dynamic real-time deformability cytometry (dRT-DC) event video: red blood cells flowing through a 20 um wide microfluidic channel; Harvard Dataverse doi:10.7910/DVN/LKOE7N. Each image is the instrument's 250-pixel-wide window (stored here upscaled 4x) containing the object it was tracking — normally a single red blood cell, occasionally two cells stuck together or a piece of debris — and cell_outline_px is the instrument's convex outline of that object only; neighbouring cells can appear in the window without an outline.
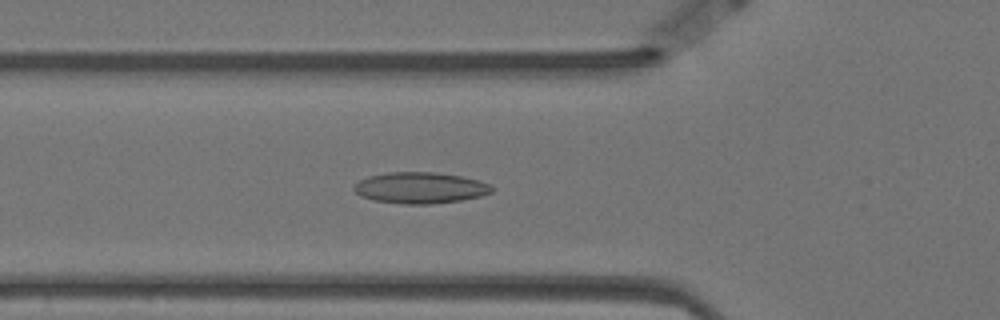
{"species": "Egyptian fruit bat (a non-hibernating species)", "species_latin": "Rousettus aegyptiacus", "temperature_condition": "warm", "stored_images_in_passage": 44, "camera_frame_rate_fps": 3000, "um_per_image_px": 0.085, "animal": {"sex": "female"}, "frame": {"image": 1, "passage_image": 10, "time_ms": 3.0, "image_size_px": [1000, 320], "cell_outline_px": [[492, 192], [480, 196], [460, 200], [432, 204], [404, 204], [376, 200], [360, 196], [352, 188], [360, 180], [368, 176], [388, 172], [436, 172], [460, 176], [480, 180], [492, 184]], "centroid_in_image_um": [35.73, 15.96], "position_along_channel_um": 90.1, "area_um2": 25.03}}
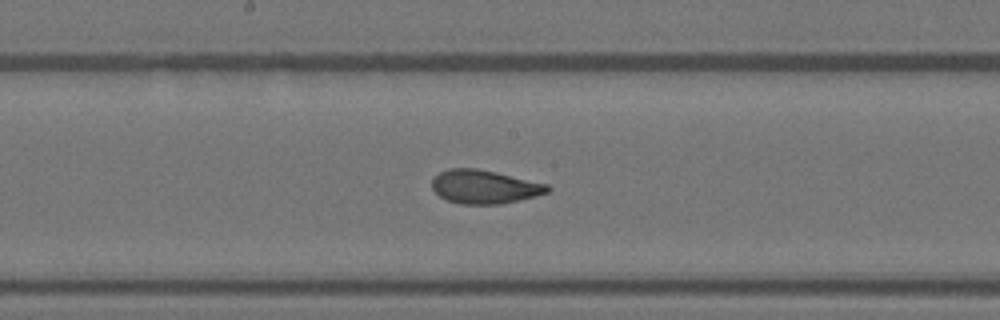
{"frame": {"image": 2, "passage_image": 20, "time_ms": 6.333, "image_size_px": [1000, 320], "cell_outline_px": [[552, 188], [548, 192], [500, 204], [460, 204], [448, 200], [440, 196], [432, 188], [432, 180], [440, 172], [448, 168], [476, 168], [496, 172], [548, 184]], "centroid_in_image_um": [41.16, 15.87], "position_along_channel_um": 207.0, "area_um2": 22.37}}
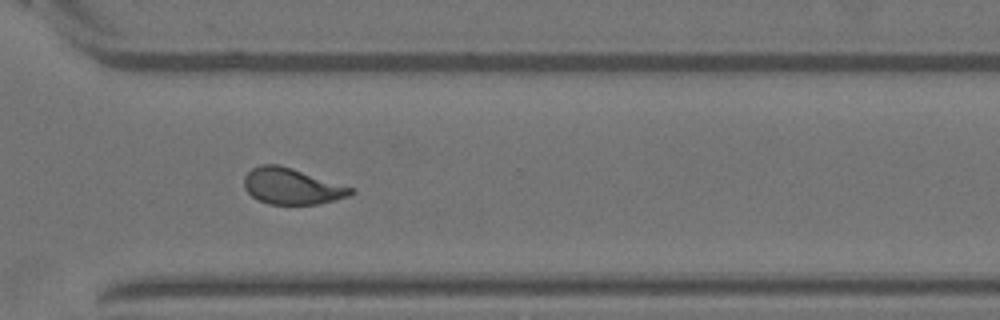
{"frame": {"image": 3, "passage_image": 32, "time_ms": 10.333, "image_size_px": [1000, 320], "cell_outline_px": [[356, 192], [348, 196], [336, 200], [316, 204], [268, 204], [252, 196], [244, 188], [244, 176], [252, 168], [260, 164], [276, 164], [292, 168], [356, 188]], "centroid_in_image_um": [24.83, 15.83], "position_along_channel_um": 345.8, "area_um2": 22.54}, "authors_computed_cell_mechanics": {"area_um2": 22.5998, "velocity_mm_per_s": 3.4858, "shape_relaxation_time_tau1_ms": 5.9684, "shape_relaxation_time_tau2_ms": 1.4446, "deformation_change_tau1": 0.1474, "deformation_change_tau2": 0.0798}}